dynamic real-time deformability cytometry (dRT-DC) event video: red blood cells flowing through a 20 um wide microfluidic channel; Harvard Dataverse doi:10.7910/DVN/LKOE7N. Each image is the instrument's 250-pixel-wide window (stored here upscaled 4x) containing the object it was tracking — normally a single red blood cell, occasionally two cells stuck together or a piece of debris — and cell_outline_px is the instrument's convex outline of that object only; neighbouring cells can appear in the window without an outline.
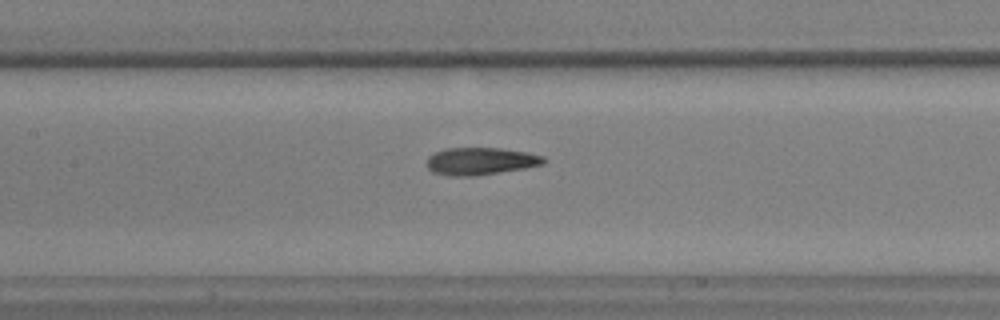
{"species": "common noctule bat (a hibernating species)", "species_latin": "Nyctalus noctula", "temperature_condition": "warm", "stored_images_in_passage": 35, "camera_frame_rate_fps": 3000, "um_per_image_px": 0.085, "animal": {"sex": "male", "body_mass_g": 17.9, "forearm_length_mm": 54.2}, "frame": {"image": 1, "passage_image": 13, "time_ms": 4.0, "image_size_px": [1000, 320], "cell_outline_px": [[548, 160], [544, 164], [524, 168], [476, 176], [448, 176], [432, 172], [428, 168], [428, 156], [444, 148], [500, 148], [528, 152], [544, 156]], "centroid_in_image_um": [40.87, 13.7], "position_along_channel_um": 166.5, "area_um2": 18.79}}
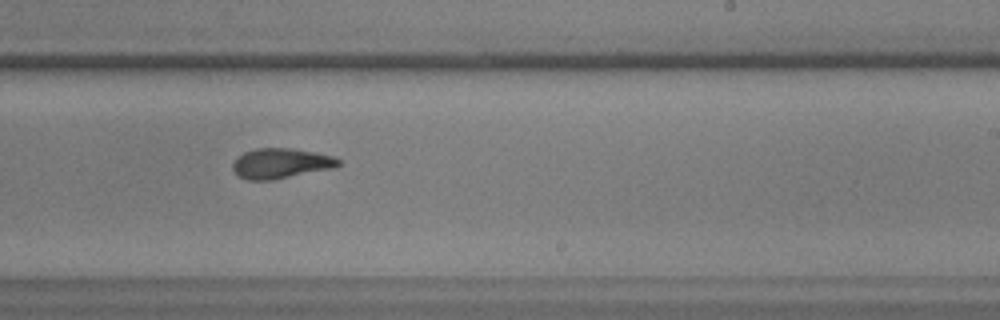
{"frame": {"image": 2, "passage_image": 20, "time_ms": 6.333, "image_size_px": [1000, 320], "cell_outline_px": [[340, 164], [336, 168], [272, 180], [248, 180], [240, 176], [232, 168], [232, 164], [236, 156], [244, 152], [256, 148], [292, 148], [332, 156], [340, 160]], "centroid_in_image_um": [23.86, 13.89], "position_along_channel_um": 265.1, "area_um2": 18.61}}
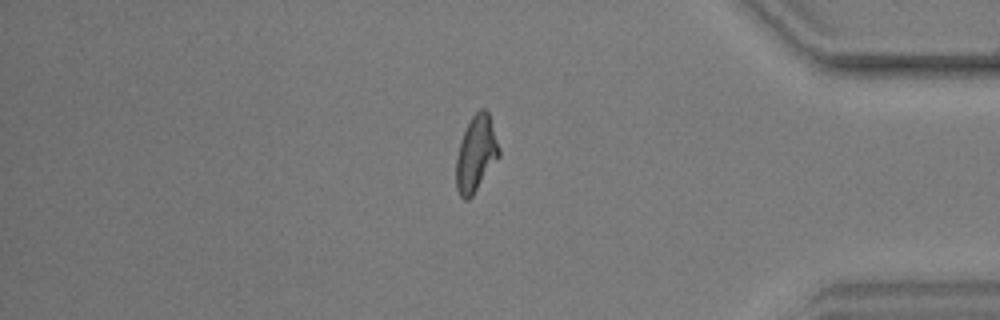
{"frame": {"image": 3, "passage_image": 31, "time_ms": 10.0, "image_size_px": [1000, 320], "cell_outline_px": [[500, 156], [472, 196], [468, 200], [464, 200], [460, 196], [456, 188], [456, 156], [460, 140], [472, 116], [480, 108], [484, 108], [488, 112], [500, 148]], "centroid_in_image_um": [40.46, 13.08], "position_along_channel_um": 394.7, "area_um2": 18.96}}